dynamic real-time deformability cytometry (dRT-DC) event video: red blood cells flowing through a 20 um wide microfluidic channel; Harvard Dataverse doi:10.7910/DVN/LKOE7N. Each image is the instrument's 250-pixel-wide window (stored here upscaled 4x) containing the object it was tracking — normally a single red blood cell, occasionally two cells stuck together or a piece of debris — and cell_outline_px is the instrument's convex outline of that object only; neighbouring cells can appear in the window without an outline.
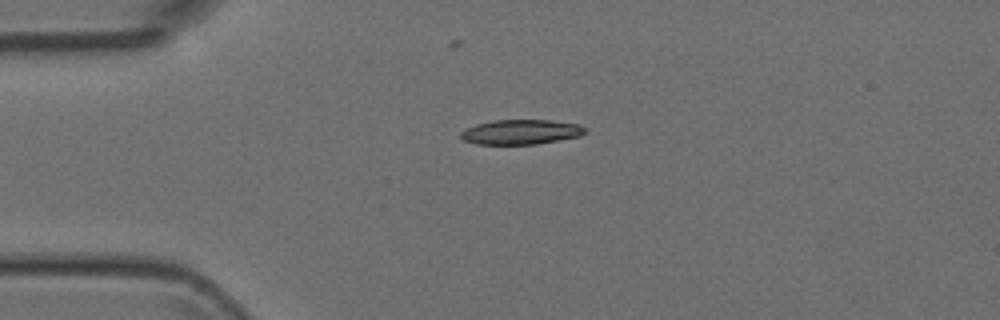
{"species": "Egyptian fruit bat (a non-hibernating species)", "species_latin": "Rousettus aegyptiacus", "temperature_condition": "room temperature", "stored_images_in_passage": 2, "camera_frame_rate_fps": 3000, "um_per_image_px": 0.085, "animal": {"sex": "female"}, "frame": {"image": 1, "passage_image": 1, "time_ms": 0.0, "image_size_px": [1000, 320], "cell_outline_px": [[584, 132], [580, 136], [536, 144], [476, 144], [464, 140], [460, 136], [460, 132], [464, 128], [476, 124], [492, 120], [552, 120], [580, 124], [584, 128]], "centroid_in_image_um": [44.23, 11.21], "position_along_channel_um": 40.8, "area_um2": 17.98}}